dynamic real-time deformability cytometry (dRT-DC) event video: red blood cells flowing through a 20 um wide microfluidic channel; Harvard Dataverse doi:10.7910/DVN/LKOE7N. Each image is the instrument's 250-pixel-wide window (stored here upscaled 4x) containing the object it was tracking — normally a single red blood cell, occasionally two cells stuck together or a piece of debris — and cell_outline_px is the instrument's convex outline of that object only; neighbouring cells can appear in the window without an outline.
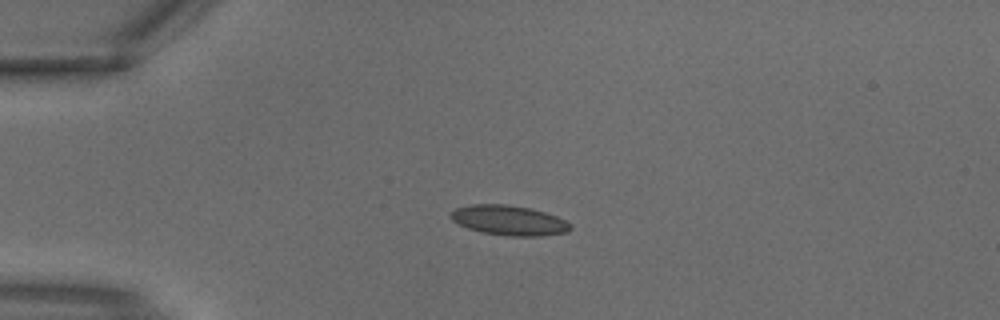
{"species": "common noctule bat (a hibernating species)", "species_latin": "Nyctalus noctula", "temperature_condition": "warm", "stored_images_in_passage": 2, "camera_frame_rate_fps": 3000, "um_per_image_px": 0.085, "animal": {"sex": "male", "body_mass_g": 18.8}, "frame": {"image": 1, "passage_image": 2, "time_ms": 0.333, "image_size_px": [1000, 320], "cell_outline_px": [[572, 228], [568, 232], [540, 236], [508, 236], [480, 232], [468, 228], [452, 220], [448, 216], [456, 208], [472, 204], [508, 204], [532, 208], [556, 216], [572, 224]], "centroid_in_image_um": [43.28, 18.73], "position_along_channel_um": 41.7, "area_um2": 20.98}}